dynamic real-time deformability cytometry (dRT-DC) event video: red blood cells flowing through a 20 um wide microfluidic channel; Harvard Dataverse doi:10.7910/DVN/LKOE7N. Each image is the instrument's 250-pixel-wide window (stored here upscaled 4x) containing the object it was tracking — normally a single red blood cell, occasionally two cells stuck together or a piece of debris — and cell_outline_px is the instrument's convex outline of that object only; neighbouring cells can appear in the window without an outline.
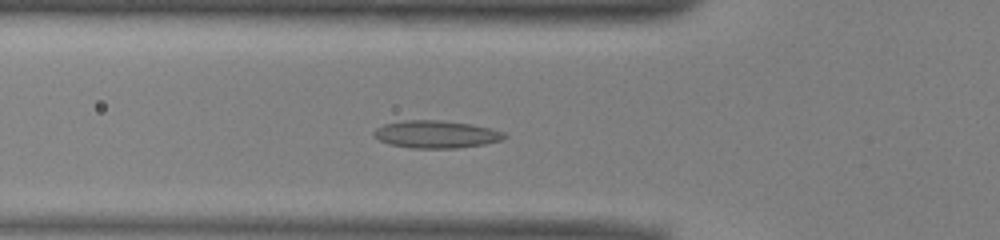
{"species": "common noctule bat (a hibernating species)", "species_latin": "Nyctalus noctula", "temperature_condition": "warm", "stored_images_in_passage": 48, "camera_frame_rate_fps": 3000, "um_per_image_px": 0.085, "animal": {"sex": "male", "body_mass_g": 13.0, "forearm_length_mm": 53.1}, "frame": {"image": 1, "passage_image": 13, "time_ms": 4.0, "image_size_px": [1000, 240], "cell_outline_px": [[508, 136], [500, 140], [484, 144], [456, 148], [412, 148], [388, 144], [372, 136], [372, 132], [376, 128], [384, 124], [404, 120], [440, 120], [472, 124], [504, 132]], "centroid_in_image_um": [37.03, 11.41], "position_along_channel_um": 88.8, "area_um2": 20.92}}
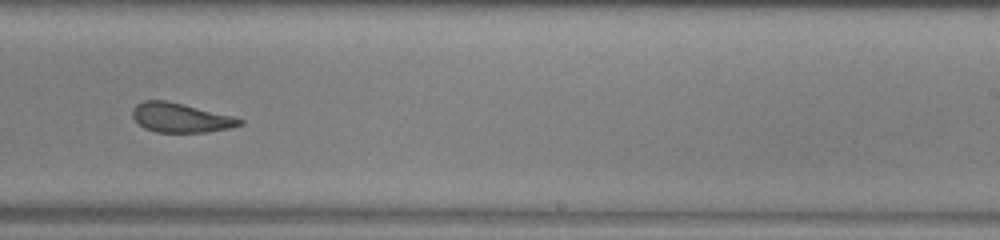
{"frame": {"image": 2, "passage_image": 27, "time_ms": 8.667, "image_size_px": [1000, 240], "cell_outline_px": [[244, 124], [232, 128], [208, 132], [156, 132], [144, 128], [132, 116], [132, 108], [136, 104], [144, 100], [164, 100], [232, 116], [244, 120]], "centroid_in_image_um": [15.35, 10.02], "position_along_channel_um": 273.6, "area_um2": 18.21}}
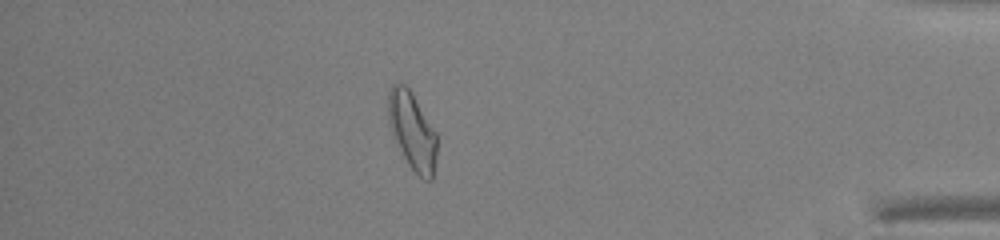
{"frame": {"image": 3, "passage_image": 40, "time_ms": 13.0, "image_size_px": [1000, 240], "cell_outline_px": [[436, 160], [432, 180], [424, 180], [408, 164], [392, 132], [388, 120], [388, 92], [392, 84], [400, 80], [412, 92], [436, 132]], "centroid_in_image_um": [35.04, 11.08], "position_along_channel_um": 400.2, "area_um2": 21.79}, "authors_computed_cell_mechanics": {"area_um2": 20.3456, "velocity_mm_per_s": 3.9666, "shape_relaxation_time_tau1_ms": 9.899, "shape_relaxation_time_tau2_ms": 2.4627, "deformation_change_tau1": 0.2417, "deformation_change_tau2": 0.1016}}